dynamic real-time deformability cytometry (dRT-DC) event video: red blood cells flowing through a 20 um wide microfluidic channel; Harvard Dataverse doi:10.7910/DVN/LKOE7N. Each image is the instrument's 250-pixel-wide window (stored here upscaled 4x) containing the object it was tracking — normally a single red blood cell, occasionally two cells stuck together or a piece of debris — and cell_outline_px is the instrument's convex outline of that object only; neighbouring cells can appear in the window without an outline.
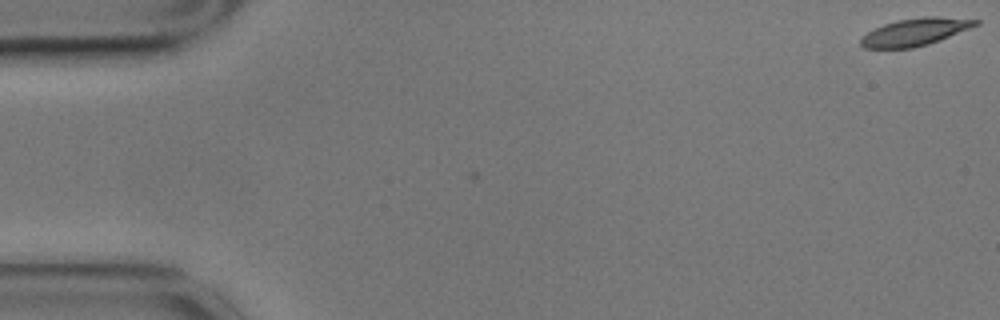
{"species": "common noctule bat (a hibernating species)", "species_latin": "Nyctalus noctula", "temperature_condition": "cold", "stored_images_in_passage": 4, "camera_frame_rate_fps": 3000, "um_per_image_px": 0.085, "animal": {"sex": "male", "body_mass_g": 17.9}, "frame": {"image": 1, "passage_image": 1, "time_ms": 0.0, "image_size_px": [1000, 320], "cell_outline_px": [[980, 24], [940, 40], [928, 44], [912, 48], [864, 48], [860, 44], [860, 40], [868, 32], [884, 24], [896, 20], [924, 16], [936, 16], [980, 20]], "centroid_in_image_um": [77.8, 2.71], "position_along_channel_um": 7.2, "area_um2": 18.21}}